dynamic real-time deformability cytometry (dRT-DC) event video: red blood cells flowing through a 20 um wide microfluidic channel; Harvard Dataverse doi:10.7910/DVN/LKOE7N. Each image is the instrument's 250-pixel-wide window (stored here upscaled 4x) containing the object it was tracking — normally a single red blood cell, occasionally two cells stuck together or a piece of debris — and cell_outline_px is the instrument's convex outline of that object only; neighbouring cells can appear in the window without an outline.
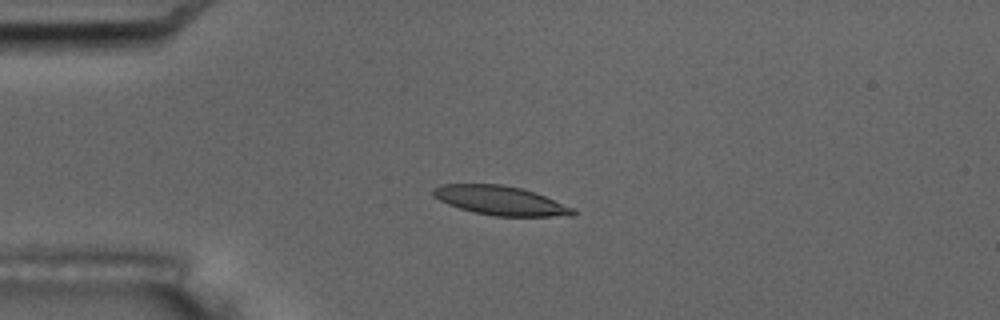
{"species": "common noctule bat (a hibernating species)", "species_latin": "Nyctalus noctula", "temperature_condition": "room temperature", "stored_images_in_passage": 5, "camera_frame_rate_fps": 3000, "um_per_image_px": 0.085, "animal": {"sex": "male", "body_mass_g": 17.5, "forearm_length_mm": 52.3}, "frame": {"image": 1, "passage_image": 4, "time_ms": 4.333, "image_size_px": [1000, 320], "cell_outline_px": [[576, 212], [572, 216], [496, 216], [472, 212], [448, 204], [432, 196], [432, 188], [440, 184], [500, 184], [520, 188], [536, 192], [572, 208]], "centroid_in_image_um": [42.49, 17.04], "position_along_channel_um": 42.5, "area_um2": 23.64}}